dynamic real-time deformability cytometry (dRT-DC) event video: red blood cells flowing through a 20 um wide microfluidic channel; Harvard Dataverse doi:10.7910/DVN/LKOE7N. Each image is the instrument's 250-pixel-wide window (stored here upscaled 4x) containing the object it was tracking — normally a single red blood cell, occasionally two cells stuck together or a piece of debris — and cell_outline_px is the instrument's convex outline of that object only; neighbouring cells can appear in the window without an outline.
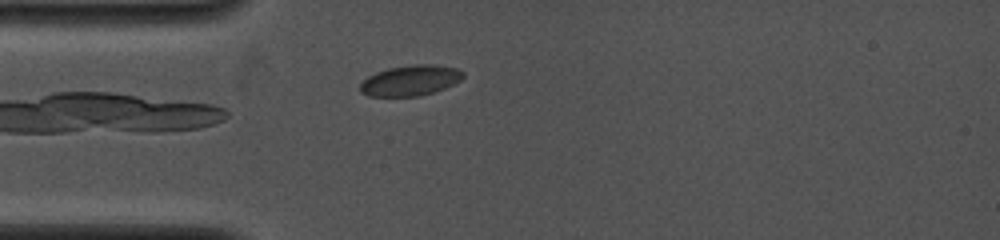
{"species": "common noctule bat (a hibernating species)", "species_latin": "Nyctalus noctula", "temperature_condition": "cold", "stored_images_in_passage": 48, "camera_frame_rate_fps": 4000, "um_per_image_px": 0.085, "animal": {"sex": "female", "body_mass_g": 19.0, "forearm_length_mm": 53.3}, "frame": {"image": 1, "passage_image": 8, "time_ms": 1.75, "image_size_px": [1000, 240], "cell_outline_px": [[464, 76], [460, 80], [444, 88], [420, 96], [368, 96], [360, 92], [360, 84], [368, 76], [376, 72], [388, 68], [412, 64], [432, 64], [456, 68], [464, 72]], "centroid_in_image_um": [34.86, 6.83], "position_along_channel_um": 50.1, "area_um2": 18.26}}
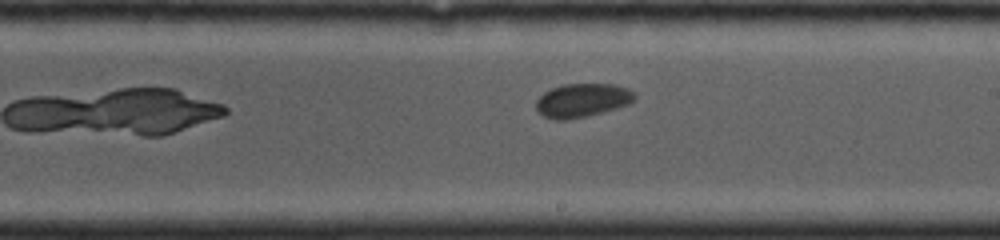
{"frame": {"image": 2, "passage_image": 27, "time_ms": 6.5, "image_size_px": [1000, 240], "cell_outline_px": [[636, 100], [628, 104], [616, 108], [584, 116], [564, 120], [556, 120], [544, 116], [536, 108], [536, 100], [544, 92], [552, 88], [564, 84], [616, 84], [628, 88], [636, 96]], "centroid_in_image_um": [49.5, 8.51], "position_along_channel_um": 239.5, "area_um2": 19.13}}
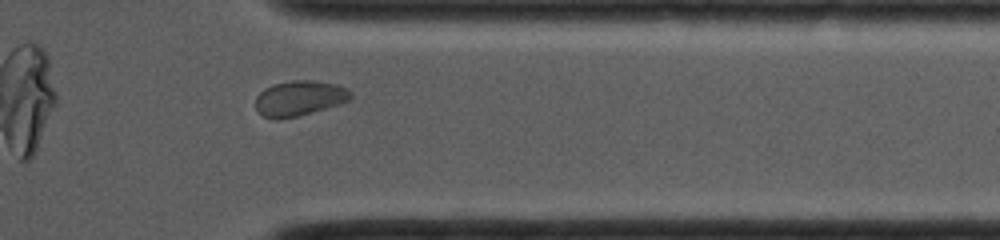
{"frame": {"image": 3, "passage_image": 41, "time_ms": 10.0, "image_size_px": [1000, 240], "cell_outline_px": [[352, 96], [348, 100], [340, 104], [328, 108], [300, 116], [276, 120], [264, 116], [256, 108], [256, 96], [264, 88], [272, 84], [292, 80], [312, 80], [336, 84], [348, 88], [352, 92]], "centroid_in_image_um": [25.46, 8.35], "position_along_channel_um": 385.9, "area_um2": 19.77}}